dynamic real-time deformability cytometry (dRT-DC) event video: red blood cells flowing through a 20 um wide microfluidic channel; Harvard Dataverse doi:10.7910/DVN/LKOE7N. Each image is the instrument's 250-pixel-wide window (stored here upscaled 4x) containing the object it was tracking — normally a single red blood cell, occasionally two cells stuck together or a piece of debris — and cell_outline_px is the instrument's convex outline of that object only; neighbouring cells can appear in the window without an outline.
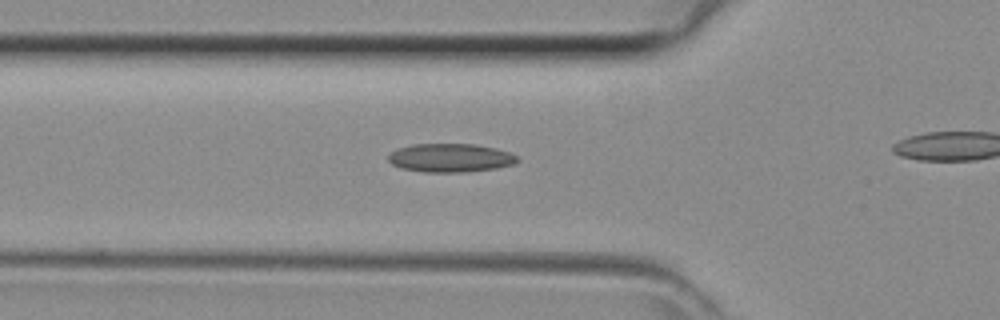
{"species": "common noctule bat (a hibernating species)", "species_latin": "Nyctalus noctula", "temperature_condition": "room temperature", "stored_images_in_passage": 27, "camera_frame_rate_fps": 3000, "um_per_image_px": 0.085, "animal": {"sex": "female", "body_mass_g": 29.2, "forearm_length_mm": 56.3}, "frame": {"image": 1, "passage_image": 15, "time_ms": 4.667, "image_size_px": [1000, 320], "cell_outline_px": [[520, 160], [516, 164], [496, 168], [468, 172], [424, 172], [400, 168], [392, 164], [388, 160], [388, 156], [392, 152], [400, 148], [412, 144], [476, 144], [496, 148], [508, 152], [516, 156]], "centroid_in_image_um": [38.31, 13.42], "position_along_channel_um": 87.5, "area_um2": 21.56}}
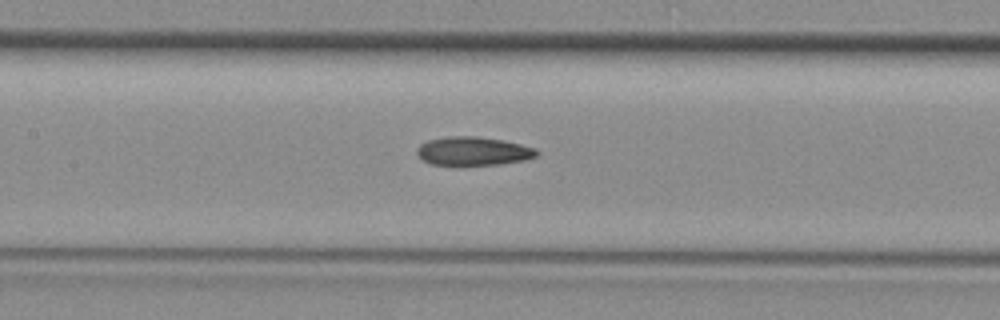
{"frame": {"image": 2, "passage_image": 20, "time_ms": 6.333, "image_size_px": [1000, 320], "cell_outline_px": [[540, 152], [536, 156], [524, 160], [500, 164], [432, 164], [420, 160], [416, 152], [416, 148], [420, 144], [428, 140], [448, 136], [476, 136], [504, 140], [536, 148]], "centroid_in_image_um": [40.21, 12.83], "position_along_channel_um": 167.2, "area_um2": 19.94}}
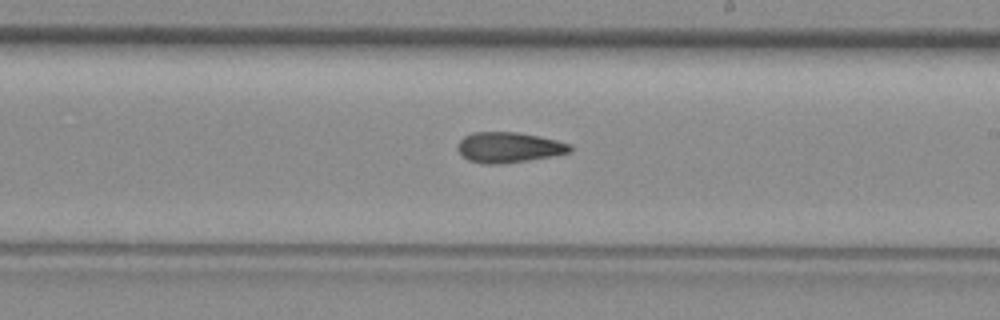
{"frame": {"image": 3, "passage_image": 25, "time_ms": 8.0, "image_size_px": [1000, 320], "cell_outline_px": [[572, 148], [568, 152], [552, 156], [504, 164], [484, 164], [468, 160], [456, 148], [460, 140], [464, 136], [472, 132], [516, 132], [556, 140], [568, 144]], "centroid_in_image_um": [43.19, 12.53], "position_along_channel_um": 245.8, "area_um2": 19.71}}